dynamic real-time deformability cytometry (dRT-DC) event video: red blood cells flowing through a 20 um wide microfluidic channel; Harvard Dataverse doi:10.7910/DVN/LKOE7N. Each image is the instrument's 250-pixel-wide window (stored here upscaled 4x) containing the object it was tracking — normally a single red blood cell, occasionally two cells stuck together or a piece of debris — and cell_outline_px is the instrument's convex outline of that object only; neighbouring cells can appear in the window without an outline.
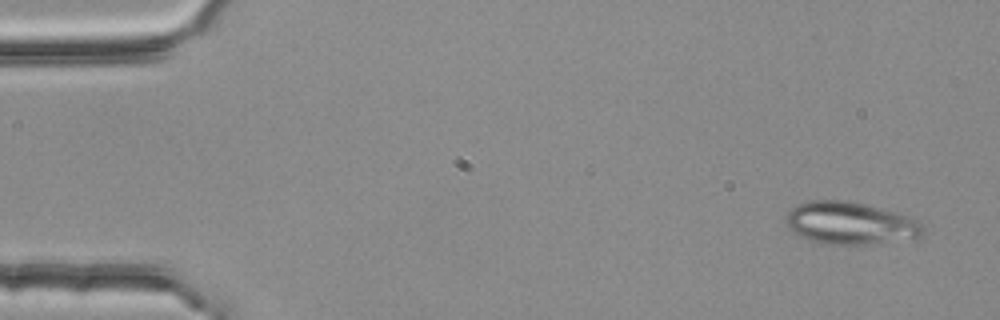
{"species": "common noctule bat (a hibernating species)", "species_latin": "Nyctalus noctula", "temperature_condition": "room temperature", "stored_images_in_passage": 4, "camera_frame_rate_fps": 3000, "um_per_image_px": 0.085, "animal": {"sex": "female", "body_mass_g": 25.1}, "frame": {"image": 1, "passage_image": 1, "time_ms": 0.0, "image_size_px": [1000, 320], "cell_outline_px": [[924, 236], [864, 244], [824, 244], [800, 236], [792, 232], [784, 224], [784, 216], [796, 204], [812, 200], [848, 200], [880, 208], [908, 216], [916, 220], [920, 224], [924, 232]], "centroid_in_image_um": [72.18, 18.95], "position_along_channel_um": 12.8, "area_um2": 33.64}}